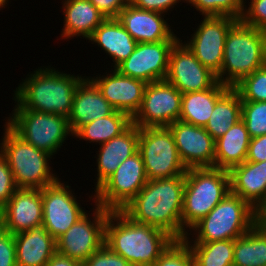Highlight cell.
<instances>
[{
    "label": "cell",
    "instance_id": "1",
    "mask_svg": "<svg viewBox=\"0 0 266 266\" xmlns=\"http://www.w3.org/2000/svg\"><path fill=\"white\" fill-rule=\"evenodd\" d=\"M185 175L148 180L138 194L121 210L136 223L159 228L175 240H183L182 227Z\"/></svg>",
    "mask_w": 266,
    "mask_h": 266
},
{
    "label": "cell",
    "instance_id": "2",
    "mask_svg": "<svg viewBox=\"0 0 266 266\" xmlns=\"http://www.w3.org/2000/svg\"><path fill=\"white\" fill-rule=\"evenodd\" d=\"M174 241L165 231L136 223L122 211L108 214L104 244L132 266H153Z\"/></svg>",
    "mask_w": 266,
    "mask_h": 266
},
{
    "label": "cell",
    "instance_id": "3",
    "mask_svg": "<svg viewBox=\"0 0 266 266\" xmlns=\"http://www.w3.org/2000/svg\"><path fill=\"white\" fill-rule=\"evenodd\" d=\"M45 68V69H44ZM39 68L18 85L14 109H29L68 118L78 84L85 76L59 72L53 67Z\"/></svg>",
    "mask_w": 266,
    "mask_h": 266
},
{
    "label": "cell",
    "instance_id": "4",
    "mask_svg": "<svg viewBox=\"0 0 266 266\" xmlns=\"http://www.w3.org/2000/svg\"><path fill=\"white\" fill-rule=\"evenodd\" d=\"M266 65V31L237 20L228 30L217 80L233 88ZM225 76V77H224Z\"/></svg>",
    "mask_w": 266,
    "mask_h": 266
},
{
    "label": "cell",
    "instance_id": "5",
    "mask_svg": "<svg viewBox=\"0 0 266 266\" xmlns=\"http://www.w3.org/2000/svg\"><path fill=\"white\" fill-rule=\"evenodd\" d=\"M258 222L257 211L238 195L229 192L204 218L187 233L184 241L214 242L235 240ZM196 238H191V232Z\"/></svg>",
    "mask_w": 266,
    "mask_h": 266
},
{
    "label": "cell",
    "instance_id": "6",
    "mask_svg": "<svg viewBox=\"0 0 266 266\" xmlns=\"http://www.w3.org/2000/svg\"><path fill=\"white\" fill-rule=\"evenodd\" d=\"M0 143V153L6 158L17 188L42 189L59 176L53 174L49 162L52 155L24 141L7 124Z\"/></svg>",
    "mask_w": 266,
    "mask_h": 266
},
{
    "label": "cell",
    "instance_id": "7",
    "mask_svg": "<svg viewBox=\"0 0 266 266\" xmlns=\"http://www.w3.org/2000/svg\"><path fill=\"white\" fill-rule=\"evenodd\" d=\"M230 192L229 172L215 167L189 168L185 174L182 227L188 231Z\"/></svg>",
    "mask_w": 266,
    "mask_h": 266
},
{
    "label": "cell",
    "instance_id": "8",
    "mask_svg": "<svg viewBox=\"0 0 266 266\" xmlns=\"http://www.w3.org/2000/svg\"><path fill=\"white\" fill-rule=\"evenodd\" d=\"M8 118L6 124L18 136L53 156L66 142L67 136H73L68 118L63 115L14 109Z\"/></svg>",
    "mask_w": 266,
    "mask_h": 266
},
{
    "label": "cell",
    "instance_id": "9",
    "mask_svg": "<svg viewBox=\"0 0 266 266\" xmlns=\"http://www.w3.org/2000/svg\"><path fill=\"white\" fill-rule=\"evenodd\" d=\"M140 152L148 180L185 175L182 162L169 127L139 128Z\"/></svg>",
    "mask_w": 266,
    "mask_h": 266
},
{
    "label": "cell",
    "instance_id": "10",
    "mask_svg": "<svg viewBox=\"0 0 266 266\" xmlns=\"http://www.w3.org/2000/svg\"><path fill=\"white\" fill-rule=\"evenodd\" d=\"M148 182L139 151L122 162L91 199L109 211H121ZM94 197V198H92Z\"/></svg>",
    "mask_w": 266,
    "mask_h": 266
},
{
    "label": "cell",
    "instance_id": "11",
    "mask_svg": "<svg viewBox=\"0 0 266 266\" xmlns=\"http://www.w3.org/2000/svg\"><path fill=\"white\" fill-rule=\"evenodd\" d=\"M95 206L91 213L93 219L86 212L56 240L58 254L83 263L104 245L105 224L110 211L100 205Z\"/></svg>",
    "mask_w": 266,
    "mask_h": 266
},
{
    "label": "cell",
    "instance_id": "12",
    "mask_svg": "<svg viewBox=\"0 0 266 266\" xmlns=\"http://www.w3.org/2000/svg\"><path fill=\"white\" fill-rule=\"evenodd\" d=\"M182 93L166 80L147 83L139 111L132 123L139 128L168 127L179 120Z\"/></svg>",
    "mask_w": 266,
    "mask_h": 266
},
{
    "label": "cell",
    "instance_id": "13",
    "mask_svg": "<svg viewBox=\"0 0 266 266\" xmlns=\"http://www.w3.org/2000/svg\"><path fill=\"white\" fill-rule=\"evenodd\" d=\"M60 178L42 188L43 222L45 229L57 240L86 213L70 186Z\"/></svg>",
    "mask_w": 266,
    "mask_h": 266
},
{
    "label": "cell",
    "instance_id": "14",
    "mask_svg": "<svg viewBox=\"0 0 266 266\" xmlns=\"http://www.w3.org/2000/svg\"><path fill=\"white\" fill-rule=\"evenodd\" d=\"M236 21L229 16L203 17L191 39L185 42L201 64L216 75L221 71L228 30Z\"/></svg>",
    "mask_w": 266,
    "mask_h": 266
},
{
    "label": "cell",
    "instance_id": "15",
    "mask_svg": "<svg viewBox=\"0 0 266 266\" xmlns=\"http://www.w3.org/2000/svg\"><path fill=\"white\" fill-rule=\"evenodd\" d=\"M165 80L182 94L210 89L218 82L216 74L203 66L180 39L171 49Z\"/></svg>",
    "mask_w": 266,
    "mask_h": 266
},
{
    "label": "cell",
    "instance_id": "16",
    "mask_svg": "<svg viewBox=\"0 0 266 266\" xmlns=\"http://www.w3.org/2000/svg\"><path fill=\"white\" fill-rule=\"evenodd\" d=\"M177 41L137 43L135 50L115 69L128 77L151 83L165 80L169 55Z\"/></svg>",
    "mask_w": 266,
    "mask_h": 266
},
{
    "label": "cell",
    "instance_id": "17",
    "mask_svg": "<svg viewBox=\"0 0 266 266\" xmlns=\"http://www.w3.org/2000/svg\"><path fill=\"white\" fill-rule=\"evenodd\" d=\"M179 156L187 169L214 167L215 140L204 127L177 120L170 124Z\"/></svg>",
    "mask_w": 266,
    "mask_h": 266
},
{
    "label": "cell",
    "instance_id": "18",
    "mask_svg": "<svg viewBox=\"0 0 266 266\" xmlns=\"http://www.w3.org/2000/svg\"><path fill=\"white\" fill-rule=\"evenodd\" d=\"M110 73V74H109ZM106 75L89 77L99 88L103 97L115 110L128 114L131 118L139 111L147 83L128 77L116 69Z\"/></svg>",
    "mask_w": 266,
    "mask_h": 266
},
{
    "label": "cell",
    "instance_id": "19",
    "mask_svg": "<svg viewBox=\"0 0 266 266\" xmlns=\"http://www.w3.org/2000/svg\"><path fill=\"white\" fill-rule=\"evenodd\" d=\"M42 208V189L18 188L0 210L3 229L16 234L41 225Z\"/></svg>",
    "mask_w": 266,
    "mask_h": 266
},
{
    "label": "cell",
    "instance_id": "20",
    "mask_svg": "<svg viewBox=\"0 0 266 266\" xmlns=\"http://www.w3.org/2000/svg\"><path fill=\"white\" fill-rule=\"evenodd\" d=\"M164 15L136 8L129 3L117 19L137 43L178 41L180 38L174 34Z\"/></svg>",
    "mask_w": 266,
    "mask_h": 266
},
{
    "label": "cell",
    "instance_id": "21",
    "mask_svg": "<svg viewBox=\"0 0 266 266\" xmlns=\"http://www.w3.org/2000/svg\"><path fill=\"white\" fill-rule=\"evenodd\" d=\"M114 107L103 97L96 84L87 76L78 84L68 116L72 134L93 120L112 114Z\"/></svg>",
    "mask_w": 266,
    "mask_h": 266
},
{
    "label": "cell",
    "instance_id": "22",
    "mask_svg": "<svg viewBox=\"0 0 266 266\" xmlns=\"http://www.w3.org/2000/svg\"><path fill=\"white\" fill-rule=\"evenodd\" d=\"M139 127L131 124L120 135L100 145L97 152L96 191L124 162L138 151ZM97 183V184H96Z\"/></svg>",
    "mask_w": 266,
    "mask_h": 266
},
{
    "label": "cell",
    "instance_id": "23",
    "mask_svg": "<svg viewBox=\"0 0 266 266\" xmlns=\"http://www.w3.org/2000/svg\"><path fill=\"white\" fill-rule=\"evenodd\" d=\"M228 172L230 192L258 211L266 203V161H245Z\"/></svg>",
    "mask_w": 266,
    "mask_h": 266
},
{
    "label": "cell",
    "instance_id": "24",
    "mask_svg": "<svg viewBox=\"0 0 266 266\" xmlns=\"http://www.w3.org/2000/svg\"><path fill=\"white\" fill-rule=\"evenodd\" d=\"M17 266H45L57 252L56 240L38 225L14 234Z\"/></svg>",
    "mask_w": 266,
    "mask_h": 266
},
{
    "label": "cell",
    "instance_id": "25",
    "mask_svg": "<svg viewBox=\"0 0 266 266\" xmlns=\"http://www.w3.org/2000/svg\"><path fill=\"white\" fill-rule=\"evenodd\" d=\"M110 55L115 69L135 50L137 42L117 18H106L87 39Z\"/></svg>",
    "mask_w": 266,
    "mask_h": 266
},
{
    "label": "cell",
    "instance_id": "26",
    "mask_svg": "<svg viewBox=\"0 0 266 266\" xmlns=\"http://www.w3.org/2000/svg\"><path fill=\"white\" fill-rule=\"evenodd\" d=\"M64 26L61 37L88 39L106 17L89 0H64Z\"/></svg>",
    "mask_w": 266,
    "mask_h": 266
},
{
    "label": "cell",
    "instance_id": "27",
    "mask_svg": "<svg viewBox=\"0 0 266 266\" xmlns=\"http://www.w3.org/2000/svg\"><path fill=\"white\" fill-rule=\"evenodd\" d=\"M250 140L249 132L241 119L215 140L214 167L229 171L245 162Z\"/></svg>",
    "mask_w": 266,
    "mask_h": 266
},
{
    "label": "cell",
    "instance_id": "28",
    "mask_svg": "<svg viewBox=\"0 0 266 266\" xmlns=\"http://www.w3.org/2000/svg\"><path fill=\"white\" fill-rule=\"evenodd\" d=\"M231 87L219 81L210 89L187 92L182 94L181 113L179 120L195 126L205 127L216 102Z\"/></svg>",
    "mask_w": 266,
    "mask_h": 266
},
{
    "label": "cell",
    "instance_id": "29",
    "mask_svg": "<svg viewBox=\"0 0 266 266\" xmlns=\"http://www.w3.org/2000/svg\"><path fill=\"white\" fill-rule=\"evenodd\" d=\"M233 266H266V229L259 222L234 240Z\"/></svg>",
    "mask_w": 266,
    "mask_h": 266
},
{
    "label": "cell",
    "instance_id": "30",
    "mask_svg": "<svg viewBox=\"0 0 266 266\" xmlns=\"http://www.w3.org/2000/svg\"><path fill=\"white\" fill-rule=\"evenodd\" d=\"M242 100L239 93L230 88L215 104L212 114L204 127L216 140L241 120Z\"/></svg>",
    "mask_w": 266,
    "mask_h": 266
},
{
    "label": "cell",
    "instance_id": "31",
    "mask_svg": "<svg viewBox=\"0 0 266 266\" xmlns=\"http://www.w3.org/2000/svg\"><path fill=\"white\" fill-rule=\"evenodd\" d=\"M132 124V118L121 111L115 110L112 114L101 119L93 120L80 127L73 136L79 140L99 143V145L120 135Z\"/></svg>",
    "mask_w": 266,
    "mask_h": 266
},
{
    "label": "cell",
    "instance_id": "32",
    "mask_svg": "<svg viewBox=\"0 0 266 266\" xmlns=\"http://www.w3.org/2000/svg\"><path fill=\"white\" fill-rule=\"evenodd\" d=\"M185 242L191 249L195 266H233L234 240Z\"/></svg>",
    "mask_w": 266,
    "mask_h": 266
},
{
    "label": "cell",
    "instance_id": "33",
    "mask_svg": "<svg viewBox=\"0 0 266 266\" xmlns=\"http://www.w3.org/2000/svg\"><path fill=\"white\" fill-rule=\"evenodd\" d=\"M192 4L200 15L209 16H229L240 20L245 5L244 0H186Z\"/></svg>",
    "mask_w": 266,
    "mask_h": 266
},
{
    "label": "cell",
    "instance_id": "34",
    "mask_svg": "<svg viewBox=\"0 0 266 266\" xmlns=\"http://www.w3.org/2000/svg\"><path fill=\"white\" fill-rule=\"evenodd\" d=\"M241 119L251 138L266 134V101H242Z\"/></svg>",
    "mask_w": 266,
    "mask_h": 266
},
{
    "label": "cell",
    "instance_id": "35",
    "mask_svg": "<svg viewBox=\"0 0 266 266\" xmlns=\"http://www.w3.org/2000/svg\"><path fill=\"white\" fill-rule=\"evenodd\" d=\"M233 88L242 101H266V65L244 77Z\"/></svg>",
    "mask_w": 266,
    "mask_h": 266
},
{
    "label": "cell",
    "instance_id": "36",
    "mask_svg": "<svg viewBox=\"0 0 266 266\" xmlns=\"http://www.w3.org/2000/svg\"><path fill=\"white\" fill-rule=\"evenodd\" d=\"M153 266H195V261L188 244L175 240Z\"/></svg>",
    "mask_w": 266,
    "mask_h": 266
},
{
    "label": "cell",
    "instance_id": "37",
    "mask_svg": "<svg viewBox=\"0 0 266 266\" xmlns=\"http://www.w3.org/2000/svg\"><path fill=\"white\" fill-rule=\"evenodd\" d=\"M248 5H244L240 20L248 26L266 31V0H250Z\"/></svg>",
    "mask_w": 266,
    "mask_h": 266
},
{
    "label": "cell",
    "instance_id": "38",
    "mask_svg": "<svg viewBox=\"0 0 266 266\" xmlns=\"http://www.w3.org/2000/svg\"><path fill=\"white\" fill-rule=\"evenodd\" d=\"M83 266H132L125 258L116 254L107 245L95 251L83 263Z\"/></svg>",
    "mask_w": 266,
    "mask_h": 266
},
{
    "label": "cell",
    "instance_id": "39",
    "mask_svg": "<svg viewBox=\"0 0 266 266\" xmlns=\"http://www.w3.org/2000/svg\"><path fill=\"white\" fill-rule=\"evenodd\" d=\"M17 189L10 166L6 158L0 153V210Z\"/></svg>",
    "mask_w": 266,
    "mask_h": 266
},
{
    "label": "cell",
    "instance_id": "40",
    "mask_svg": "<svg viewBox=\"0 0 266 266\" xmlns=\"http://www.w3.org/2000/svg\"><path fill=\"white\" fill-rule=\"evenodd\" d=\"M0 266H17L14 234L0 232Z\"/></svg>",
    "mask_w": 266,
    "mask_h": 266
},
{
    "label": "cell",
    "instance_id": "41",
    "mask_svg": "<svg viewBox=\"0 0 266 266\" xmlns=\"http://www.w3.org/2000/svg\"><path fill=\"white\" fill-rule=\"evenodd\" d=\"M182 0H129V3L136 8L156 11L167 15L170 8H174ZM184 2L186 0H183Z\"/></svg>",
    "mask_w": 266,
    "mask_h": 266
},
{
    "label": "cell",
    "instance_id": "42",
    "mask_svg": "<svg viewBox=\"0 0 266 266\" xmlns=\"http://www.w3.org/2000/svg\"><path fill=\"white\" fill-rule=\"evenodd\" d=\"M106 18H117L129 0H89Z\"/></svg>",
    "mask_w": 266,
    "mask_h": 266
},
{
    "label": "cell",
    "instance_id": "43",
    "mask_svg": "<svg viewBox=\"0 0 266 266\" xmlns=\"http://www.w3.org/2000/svg\"><path fill=\"white\" fill-rule=\"evenodd\" d=\"M246 161H266V134L250 140Z\"/></svg>",
    "mask_w": 266,
    "mask_h": 266
},
{
    "label": "cell",
    "instance_id": "44",
    "mask_svg": "<svg viewBox=\"0 0 266 266\" xmlns=\"http://www.w3.org/2000/svg\"><path fill=\"white\" fill-rule=\"evenodd\" d=\"M45 266H82V263L56 252Z\"/></svg>",
    "mask_w": 266,
    "mask_h": 266
},
{
    "label": "cell",
    "instance_id": "45",
    "mask_svg": "<svg viewBox=\"0 0 266 266\" xmlns=\"http://www.w3.org/2000/svg\"><path fill=\"white\" fill-rule=\"evenodd\" d=\"M258 222L266 229V203L257 211Z\"/></svg>",
    "mask_w": 266,
    "mask_h": 266
},
{
    "label": "cell",
    "instance_id": "46",
    "mask_svg": "<svg viewBox=\"0 0 266 266\" xmlns=\"http://www.w3.org/2000/svg\"><path fill=\"white\" fill-rule=\"evenodd\" d=\"M7 2L9 3L8 0H0V8H1V9H2L3 7L5 8V6H7V5H5V4H7Z\"/></svg>",
    "mask_w": 266,
    "mask_h": 266
},
{
    "label": "cell",
    "instance_id": "47",
    "mask_svg": "<svg viewBox=\"0 0 266 266\" xmlns=\"http://www.w3.org/2000/svg\"><path fill=\"white\" fill-rule=\"evenodd\" d=\"M3 230L2 220H1V212H0V232Z\"/></svg>",
    "mask_w": 266,
    "mask_h": 266
}]
</instances>
